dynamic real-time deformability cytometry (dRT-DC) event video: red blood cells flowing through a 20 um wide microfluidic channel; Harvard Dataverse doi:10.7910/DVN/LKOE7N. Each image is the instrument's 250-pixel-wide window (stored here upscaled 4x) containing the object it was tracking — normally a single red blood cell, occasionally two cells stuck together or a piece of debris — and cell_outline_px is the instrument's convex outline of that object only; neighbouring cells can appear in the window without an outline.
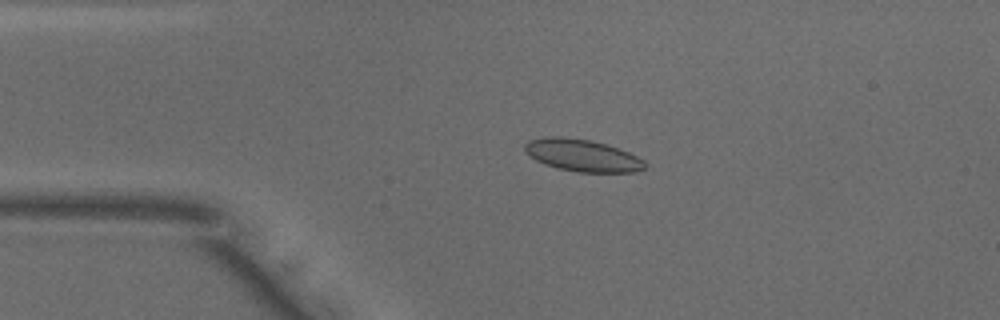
{"species": "common noctule bat (a hibernating species)", "species_latin": "Nyctalus noctula", "temperature_condition": "warm", "stored_images_in_passage": 50, "camera_frame_rate_fps": 3000, "um_per_image_px": 0.085, "animal": {"sex": "male", "body_mass_g": 18.8}, "frame": {"image": 1, "passage_image": 10, "time_ms": 3.0, "image_size_px": [1000, 320], "cell_outline_px": [[648, 168], [636, 172], [580, 172], [556, 168], [544, 164], [536, 160], [524, 152], [524, 144], [528, 140], [544, 136], [560, 136], [588, 140], [608, 144], [628, 152], [644, 160], [648, 164]], "centroid_in_image_um": [49.5, 13.21], "position_along_channel_um": 35.5, "area_um2": 22.77}}
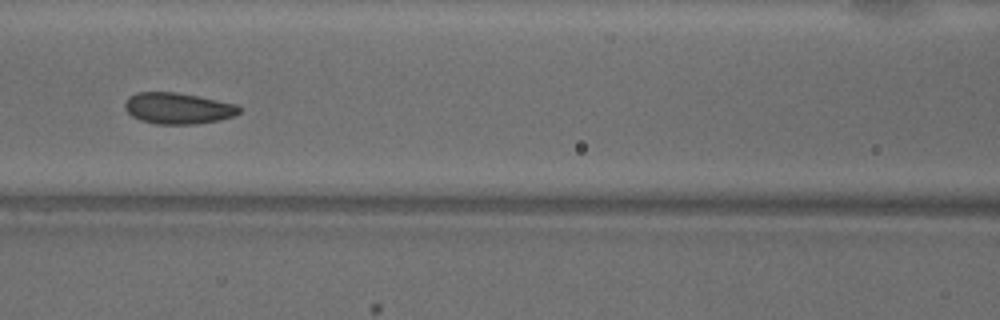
{"frame": {"image": 2, "passage_image": 21, "time_ms": 6.667, "image_size_px": [1000, 320], "cell_outline_px": [[240, 112], [232, 116], [220, 120], [196, 124], [156, 124], [140, 120], [132, 116], [124, 108], [124, 104], [128, 96], [136, 92], [176, 92], [236, 104], [240, 108]], "centroid_in_image_um": [15.08, 9.21], "position_along_channel_um": 151.5, "area_um2": 20.75}}
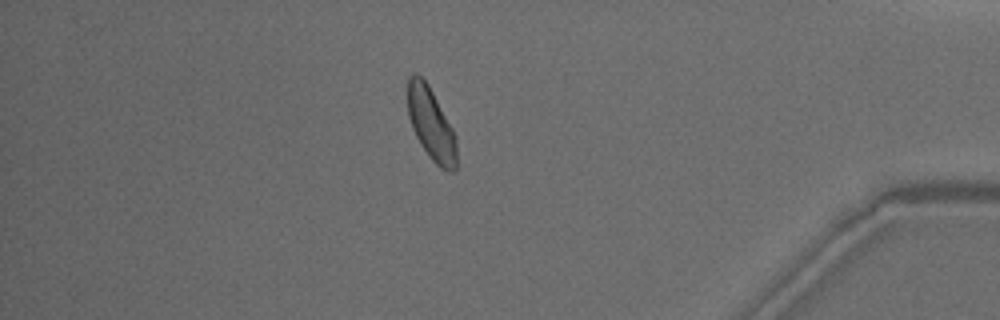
{"frame": {"image": 3, "passage_image": 43, "time_ms": 14.0, "image_size_px": [1000, 320], "cell_outline_px": [[456, 168], [452, 172], [448, 172], [440, 168], [432, 160], [420, 144], [412, 128], [408, 116], [408, 76], [412, 72], [416, 72], [428, 84], [452, 128], [456, 136]], "centroid_in_image_um": [36.63, 10.54], "position_along_channel_um": 398.6, "area_um2": 20.58}, "authors_computed_cell_mechanics": {"area_um2": 21.1259, "velocity_mm_per_s": 3.9369, "shape_relaxation_time_tau1_ms": 3.9676, "shape_relaxation_time_tau2_ms": 1.1945, "deformation_change_tau1": 0.097, "deformation_change_tau2": 0.0716}}